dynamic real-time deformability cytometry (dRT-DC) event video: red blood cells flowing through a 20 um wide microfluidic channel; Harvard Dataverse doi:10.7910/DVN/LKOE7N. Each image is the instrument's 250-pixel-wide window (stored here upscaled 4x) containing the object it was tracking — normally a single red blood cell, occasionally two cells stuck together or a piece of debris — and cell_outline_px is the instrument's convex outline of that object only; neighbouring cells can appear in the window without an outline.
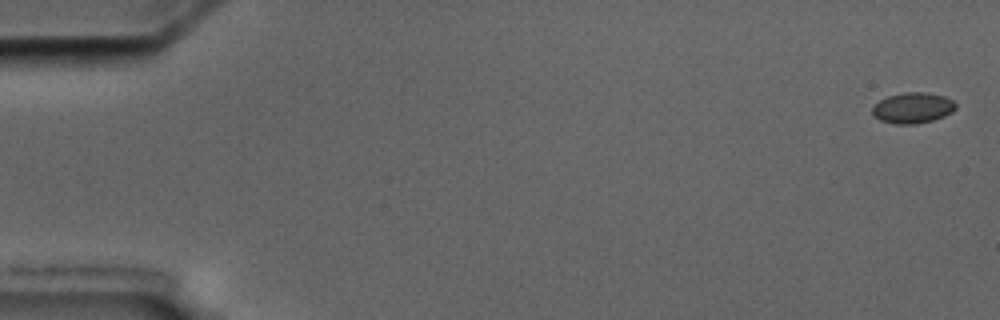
{"species": "common noctule bat (a hibernating species)", "species_latin": "Nyctalus noctula", "temperature_condition": "cold", "stored_images_in_passage": 6, "segment_of_instrument_passage": [1, 2], "camera_frame_rate_fps": 3000, "um_per_image_px": 0.085, "animal": {"sex": "male", "body_mass_g": 17.5, "forearm_length_mm": 52.3}, "frame": {"image": 1, "passage_image": 1, "time_ms": 0.0, "image_size_px": [1000, 320], "cell_outline_px": [[956, 108], [952, 112], [944, 116], [932, 120], [916, 124], [896, 124], [880, 120], [872, 116], [872, 108], [880, 100], [888, 96], [904, 92], [928, 92], [944, 96], [952, 100], [956, 104]], "centroid_in_image_um": [77.58, 9.17], "position_along_channel_um": 7.4, "area_um2": 14.97}}